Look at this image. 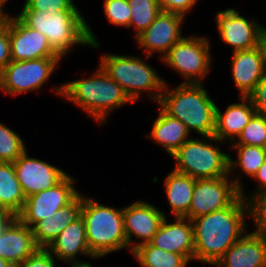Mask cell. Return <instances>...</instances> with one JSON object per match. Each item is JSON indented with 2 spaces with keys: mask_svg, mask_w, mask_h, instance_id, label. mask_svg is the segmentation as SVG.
<instances>
[{
  "mask_svg": "<svg viewBox=\"0 0 266 267\" xmlns=\"http://www.w3.org/2000/svg\"><path fill=\"white\" fill-rule=\"evenodd\" d=\"M248 208L240 195L229 207L191 220L194 261L214 264L248 230Z\"/></svg>",
  "mask_w": 266,
  "mask_h": 267,
  "instance_id": "6da1fadb",
  "label": "cell"
},
{
  "mask_svg": "<svg viewBox=\"0 0 266 267\" xmlns=\"http://www.w3.org/2000/svg\"><path fill=\"white\" fill-rule=\"evenodd\" d=\"M88 77L52 86L55 95L88 114L99 126L105 125L113 111L134 103L124 89L97 66Z\"/></svg>",
  "mask_w": 266,
  "mask_h": 267,
  "instance_id": "7a4b0ae2",
  "label": "cell"
},
{
  "mask_svg": "<svg viewBox=\"0 0 266 267\" xmlns=\"http://www.w3.org/2000/svg\"><path fill=\"white\" fill-rule=\"evenodd\" d=\"M17 16L27 26L45 35L51 48L62 61L76 46L91 47L93 50L100 47L96 34L80 10L44 12L22 5Z\"/></svg>",
  "mask_w": 266,
  "mask_h": 267,
  "instance_id": "3957f363",
  "label": "cell"
},
{
  "mask_svg": "<svg viewBox=\"0 0 266 267\" xmlns=\"http://www.w3.org/2000/svg\"><path fill=\"white\" fill-rule=\"evenodd\" d=\"M165 86L157 103L166 114L180 120L187 130L199 136H213L216 129V107L204 83H180Z\"/></svg>",
  "mask_w": 266,
  "mask_h": 267,
  "instance_id": "277c9868",
  "label": "cell"
},
{
  "mask_svg": "<svg viewBox=\"0 0 266 267\" xmlns=\"http://www.w3.org/2000/svg\"><path fill=\"white\" fill-rule=\"evenodd\" d=\"M144 59L136 55L102 54L99 66L106 74L116 81L135 103L143 99L142 95L158 103L165 86V80L156 69Z\"/></svg>",
  "mask_w": 266,
  "mask_h": 267,
  "instance_id": "5b68a950",
  "label": "cell"
},
{
  "mask_svg": "<svg viewBox=\"0 0 266 267\" xmlns=\"http://www.w3.org/2000/svg\"><path fill=\"white\" fill-rule=\"evenodd\" d=\"M94 198L83 193L80 214L85 223L90 252L102 259L108 254L125 249L128 251L122 208L100 204Z\"/></svg>",
  "mask_w": 266,
  "mask_h": 267,
  "instance_id": "8992f818",
  "label": "cell"
},
{
  "mask_svg": "<svg viewBox=\"0 0 266 267\" xmlns=\"http://www.w3.org/2000/svg\"><path fill=\"white\" fill-rule=\"evenodd\" d=\"M223 144L214 135L191 136L171 155L173 170L194 179L229 176V154L222 150Z\"/></svg>",
  "mask_w": 266,
  "mask_h": 267,
  "instance_id": "52a82bcc",
  "label": "cell"
},
{
  "mask_svg": "<svg viewBox=\"0 0 266 267\" xmlns=\"http://www.w3.org/2000/svg\"><path fill=\"white\" fill-rule=\"evenodd\" d=\"M211 44L207 35L185 36L161 58V63L180 75L182 83H203L213 68Z\"/></svg>",
  "mask_w": 266,
  "mask_h": 267,
  "instance_id": "ba28073f",
  "label": "cell"
},
{
  "mask_svg": "<svg viewBox=\"0 0 266 267\" xmlns=\"http://www.w3.org/2000/svg\"><path fill=\"white\" fill-rule=\"evenodd\" d=\"M61 59V57H46L25 61L11 60L0 72V90L14 97L39 91L45 84L47 85Z\"/></svg>",
  "mask_w": 266,
  "mask_h": 267,
  "instance_id": "9c48e42d",
  "label": "cell"
},
{
  "mask_svg": "<svg viewBox=\"0 0 266 267\" xmlns=\"http://www.w3.org/2000/svg\"><path fill=\"white\" fill-rule=\"evenodd\" d=\"M75 183L76 179L67 174L54 187L28 196L22 211L16 217L31 228L40 220L54 216L59 209L70 204L81 193Z\"/></svg>",
  "mask_w": 266,
  "mask_h": 267,
  "instance_id": "30bf717a",
  "label": "cell"
},
{
  "mask_svg": "<svg viewBox=\"0 0 266 267\" xmlns=\"http://www.w3.org/2000/svg\"><path fill=\"white\" fill-rule=\"evenodd\" d=\"M240 196V189L229 176L196 179L189 212L194 219L229 207Z\"/></svg>",
  "mask_w": 266,
  "mask_h": 267,
  "instance_id": "8fae6325",
  "label": "cell"
},
{
  "mask_svg": "<svg viewBox=\"0 0 266 267\" xmlns=\"http://www.w3.org/2000/svg\"><path fill=\"white\" fill-rule=\"evenodd\" d=\"M187 17L174 12L161 11L153 23L135 38V43L146 56L158 53L160 60L170 48L185 36L182 27Z\"/></svg>",
  "mask_w": 266,
  "mask_h": 267,
  "instance_id": "7c38bea8",
  "label": "cell"
},
{
  "mask_svg": "<svg viewBox=\"0 0 266 267\" xmlns=\"http://www.w3.org/2000/svg\"><path fill=\"white\" fill-rule=\"evenodd\" d=\"M122 213L130 254L138 246L149 243L163 219L167 217L166 213L157 206L140 199L122 207Z\"/></svg>",
  "mask_w": 266,
  "mask_h": 267,
  "instance_id": "4fadbf2b",
  "label": "cell"
},
{
  "mask_svg": "<svg viewBox=\"0 0 266 267\" xmlns=\"http://www.w3.org/2000/svg\"><path fill=\"white\" fill-rule=\"evenodd\" d=\"M220 40L232 48V52L258 47L260 35L265 28L254 18H245L234 8H226L215 14Z\"/></svg>",
  "mask_w": 266,
  "mask_h": 267,
  "instance_id": "5bb4252c",
  "label": "cell"
},
{
  "mask_svg": "<svg viewBox=\"0 0 266 267\" xmlns=\"http://www.w3.org/2000/svg\"><path fill=\"white\" fill-rule=\"evenodd\" d=\"M13 164L16 177L26 198L54 187L68 174L60 167L28 156L27 149Z\"/></svg>",
  "mask_w": 266,
  "mask_h": 267,
  "instance_id": "9a60e30c",
  "label": "cell"
},
{
  "mask_svg": "<svg viewBox=\"0 0 266 267\" xmlns=\"http://www.w3.org/2000/svg\"><path fill=\"white\" fill-rule=\"evenodd\" d=\"M11 60L25 61L60 57L50 46L47 37L27 26L17 15L9 13Z\"/></svg>",
  "mask_w": 266,
  "mask_h": 267,
  "instance_id": "2e32d148",
  "label": "cell"
},
{
  "mask_svg": "<svg viewBox=\"0 0 266 267\" xmlns=\"http://www.w3.org/2000/svg\"><path fill=\"white\" fill-rule=\"evenodd\" d=\"M149 243L164 251L183 255L189 262H194V234L190 219L174 217V222H170L165 217Z\"/></svg>",
  "mask_w": 266,
  "mask_h": 267,
  "instance_id": "e0dca14e",
  "label": "cell"
},
{
  "mask_svg": "<svg viewBox=\"0 0 266 267\" xmlns=\"http://www.w3.org/2000/svg\"><path fill=\"white\" fill-rule=\"evenodd\" d=\"M57 261L65 263H83L87 262L78 256L91 257L97 260L88 247L86 238V228L83 217L80 215L70 223L46 248Z\"/></svg>",
  "mask_w": 266,
  "mask_h": 267,
  "instance_id": "ac0fdd59",
  "label": "cell"
},
{
  "mask_svg": "<svg viewBox=\"0 0 266 267\" xmlns=\"http://www.w3.org/2000/svg\"><path fill=\"white\" fill-rule=\"evenodd\" d=\"M40 247L31 228L13 217L0 232V257L19 266Z\"/></svg>",
  "mask_w": 266,
  "mask_h": 267,
  "instance_id": "d6986e66",
  "label": "cell"
},
{
  "mask_svg": "<svg viewBox=\"0 0 266 267\" xmlns=\"http://www.w3.org/2000/svg\"><path fill=\"white\" fill-rule=\"evenodd\" d=\"M230 59V72L238 96H248L266 75L261 51L258 47L234 51Z\"/></svg>",
  "mask_w": 266,
  "mask_h": 267,
  "instance_id": "ffe728a7",
  "label": "cell"
},
{
  "mask_svg": "<svg viewBox=\"0 0 266 267\" xmlns=\"http://www.w3.org/2000/svg\"><path fill=\"white\" fill-rule=\"evenodd\" d=\"M213 267H266V237L247 231Z\"/></svg>",
  "mask_w": 266,
  "mask_h": 267,
  "instance_id": "44dd1931",
  "label": "cell"
},
{
  "mask_svg": "<svg viewBox=\"0 0 266 267\" xmlns=\"http://www.w3.org/2000/svg\"><path fill=\"white\" fill-rule=\"evenodd\" d=\"M223 112L216 107V129L214 136L228 145L234 142L242 130L257 113L248 96H238Z\"/></svg>",
  "mask_w": 266,
  "mask_h": 267,
  "instance_id": "7402d4cb",
  "label": "cell"
},
{
  "mask_svg": "<svg viewBox=\"0 0 266 267\" xmlns=\"http://www.w3.org/2000/svg\"><path fill=\"white\" fill-rule=\"evenodd\" d=\"M82 204L83 193H80L70 204L59 209L54 216L35 223L31 230L36 244L40 248H47L70 223L80 216Z\"/></svg>",
  "mask_w": 266,
  "mask_h": 267,
  "instance_id": "603a6c76",
  "label": "cell"
},
{
  "mask_svg": "<svg viewBox=\"0 0 266 267\" xmlns=\"http://www.w3.org/2000/svg\"><path fill=\"white\" fill-rule=\"evenodd\" d=\"M159 110L150 133L145 136L171 156L191 135L184 123L169 116L161 108Z\"/></svg>",
  "mask_w": 266,
  "mask_h": 267,
  "instance_id": "cb8c5ba5",
  "label": "cell"
},
{
  "mask_svg": "<svg viewBox=\"0 0 266 267\" xmlns=\"http://www.w3.org/2000/svg\"><path fill=\"white\" fill-rule=\"evenodd\" d=\"M227 146H230L228 148L231 151L234 150L237 154L236 159H234L229 153V177L241 190L245 186L242 182V174L240 173L252 179L261 165L266 161V148L244 144H229ZM236 169H238L239 173L234 174L237 171Z\"/></svg>",
  "mask_w": 266,
  "mask_h": 267,
  "instance_id": "d4e9b609",
  "label": "cell"
},
{
  "mask_svg": "<svg viewBox=\"0 0 266 267\" xmlns=\"http://www.w3.org/2000/svg\"><path fill=\"white\" fill-rule=\"evenodd\" d=\"M196 179L172 169L164 179V191L169 210L174 217H186L192 201Z\"/></svg>",
  "mask_w": 266,
  "mask_h": 267,
  "instance_id": "484cf974",
  "label": "cell"
},
{
  "mask_svg": "<svg viewBox=\"0 0 266 267\" xmlns=\"http://www.w3.org/2000/svg\"><path fill=\"white\" fill-rule=\"evenodd\" d=\"M25 200L14 164L0 162V209L16 217L22 211Z\"/></svg>",
  "mask_w": 266,
  "mask_h": 267,
  "instance_id": "4316f807",
  "label": "cell"
},
{
  "mask_svg": "<svg viewBox=\"0 0 266 267\" xmlns=\"http://www.w3.org/2000/svg\"><path fill=\"white\" fill-rule=\"evenodd\" d=\"M139 267H187L190 262L180 254L167 252L145 243L131 253Z\"/></svg>",
  "mask_w": 266,
  "mask_h": 267,
  "instance_id": "83f0119b",
  "label": "cell"
},
{
  "mask_svg": "<svg viewBox=\"0 0 266 267\" xmlns=\"http://www.w3.org/2000/svg\"><path fill=\"white\" fill-rule=\"evenodd\" d=\"M131 10L129 29L133 28L134 39L147 29L161 12L157 0H128Z\"/></svg>",
  "mask_w": 266,
  "mask_h": 267,
  "instance_id": "f1b7e54d",
  "label": "cell"
},
{
  "mask_svg": "<svg viewBox=\"0 0 266 267\" xmlns=\"http://www.w3.org/2000/svg\"><path fill=\"white\" fill-rule=\"evenodd\" d=\"M26 146L20 134L0 121V162H15Z\"/></svg>",
  "mask_w": 266,
  "mask_h": 267,
  "instance_id": "f546056e",
  "label": "cell"
},
{
  "mask_svg": "<svg viewBox=\"0 0 266 267\" xmlns=\"http://www.w3.org/2000/svg\"><path fill=\"white\" fill-rule=\"evenodd\" d=\"M231 144H244L266 148V115L256 113Z\"/></svg>",
  "mask_w": 266,
  "mask_h": 267,
  "instance_id": "4dcf8cb0",
  "label": "cell"
},
{
  "mask_svg": "<svg viewBox=\"0 0 266 267\" xmlns=\"http://www.w3.org/2000/svg\"><path fill=\"white\" fill-rule=\"evenodd\" d=\"M242 197L246 200L248 220L256 227L251 233L266 237V193Z\"/></svg>",
  "mask_w": 266,
  "mask_h": 267,
  "instance_id": "1f68e13d",
  "label": "cell"
},
{
  "mask_svg": "<svg viewBox=\"0 0 266 267\" xmlns=\"http://www.w3.org/2000/svg\"><path fill=\"white\" fill-rule=\"evenodd\" d=\"M103 12L110 25L128 28L131 19V10L128 0H103Z\"/></svg>",
  "mask_w": 266,
  "mask_h": 267,
  "instance_id": "d6a6232c",
  "label": "cell"
},
{
  "mask_svg": "<svg viewBox=\"0 0 266 267\" xmlns=\"http://www.w3.org/2000/svg\"><path fill=\"white\" fill-rule=\"evenodd\" d=\"M74 0H25L24 5L29 9H39L48 12L62 10H80Z\"/></svg>",
  "mask_w": 266,
  "mask_h": 267,
  "instance_id": "836d02e7",
  "label": "cell"
},
{
  "mask_svg": "<svg viewBox=\"0 0 266 267\" xmlns=\"http://www.w3.org/2000/svg\"><path fill=\"white\" fill-rule=\"evenodd\" d=\"M11 61V50L9 40V12L0 21V72Z\"/></svg>",
  "mask_w": 266,
  "mask_h": 267,
  "instance_id": "e575fe53",
  "label": "cell"
},
{
  "mask_svg": "<svg viewBox=\"0 0 266 267\" xmlns=\"http://www.w3.org/2000/svg\"><path fill=\"white\" fill-rule=\"evenodd\" d=\"M57 264L55 257L46 248H39L18 267H57Z\"/></svg>",
  "mask_w": 266,
  "mask_h": 267,
  "instance_id": "d590c367",
  "label": "cell"
},
{
  "mask_svg": "<svg viewBox=\"0 0 266 267\" xmlns=\"http://www.w3.org/2000/svg\"><path fill=\"white\" fill-rule=\"evenodd\" d=\"M161 11L179 13L188 16L200 0H157Z\"/></svg>",
  "mask_w": 266,
  "mask_h": 267,
  "instance_id": "8d00e7d4",
  "label": "cell"
},
{
  "mask_svg": "<svg viewBox=\"0 0 266 267\" xmlns=\"http://www.w3.org/2000/svg\"><path fill=\"white\" fill-rule=\"evenodd\" d=\"M248 97L257 113L266 115V75L260 80Z\"/></svg>",
  "mask_w": 266,
  "mask_h": 267,
  "instance_id": "74e56055",
  "label": "cell"
},
{
  "mask_svg": "<svg viewBox=\"0 0 266 267\" xmlns=\"http://www.w3.org/2000/svg\"><path fill=\"white\" fill-rule=\"evenodd\" d=\"M254 182L256 181V189L254 191H252V193L250 192V194H246L245 189L246 188H242L240 190V195L241 196H252V195H258L261 193H266V161L261 165V167L259 168V170L257 171V173L254 175V177L252 179H250V181Z\"/></svg>",
  "mask_w": 266,
  "mask_h": 267,
  "instance_id": "f35d334b",
  "label": "cell"
},
{
  "mask_svg": "<svg viewBox=\"0 0 266 267\" xmlns=\"http://www.w3.org/2000/svg\"><path fill=\"white\" fill-rule=\"evenodd\" d=\"M258 48L261 51L264 69L266 72V27L263 29V31L260 35Z\"/></svg>",
  "mask_w": 266,
  "mask_h": 267,
  "instance_id": "ab89813d",
  "label": "cell"
},
{
  "mask_svg": "<svg viewBox=\"0 0 266 267\" xmlns=\"http://www.w3.org/2000/svg\"><path fill=\"white\" fill-rule=\"evenodd\" d=\"M12 218L13 216L11 214L0 209V232Z\"/></svg>",
  "mask_w": 266,
  "mask_h": 267,
  "instance_id": "60d3db41",
  "label": "cell"
},
{
  "mask_svg": "<svg viewBox=\"0 0 266 267\" xmlns=\"http://www.w3.org/2000/svg\"><path fill=\"white\" fill-rule=\"evenodd\" d=\"M69 267H94L93 264L90 262H83V263H68Z\"/></svg>",
  "mask_w": 266,
  "mask_h": 267,
  "instance_id": "b9f144b4",
  "label": "cell"
},
{
  "mask_svg": "<svg viewBox=\"0 0 266 267\" xmlns=\"http://www.w3.org/2000/svg\"><path fill=\"white\" fill-rule=\"evenodd\" d=\"M0 267H17L12 262L0 257Z\"/></svg>",
  "mask_w": 266,
  "mask_h": 267,
  "instance_id": "7bdbcfd3",
  "label": "cell"
},
{
  "mask_svg": "<svg viewBox=\"0 0 266 267\" xmlns=\"http://www.w3.org/2000/svg\"><path fill=\"white\" fill-rule=\"evenodd\" d=\"M6 10V12H5ZM0 6V21L8 14L7 9H5Z\"/></svg>",
  "mask_w": 266,
  "mask_h": 267,
  "instance_id": "ee69618b",
  "label": "cell"
},
{
  "mask_svg": "<svg viewBox=\"0 0 266 267\" xmlns=\"http://www.w3.org/2000/svg\"><path fill=\"white\" fill-rule=\"evenodd\" d=\"M8 1L9 0H0V6L5 9L6 8V4L8 3Z\"/></svg>",
  "mask_w": 266,
  "mask_h": 267,
  "instance_id": "f6af8a7d",
  "label": "cell"
}]
</instances>
